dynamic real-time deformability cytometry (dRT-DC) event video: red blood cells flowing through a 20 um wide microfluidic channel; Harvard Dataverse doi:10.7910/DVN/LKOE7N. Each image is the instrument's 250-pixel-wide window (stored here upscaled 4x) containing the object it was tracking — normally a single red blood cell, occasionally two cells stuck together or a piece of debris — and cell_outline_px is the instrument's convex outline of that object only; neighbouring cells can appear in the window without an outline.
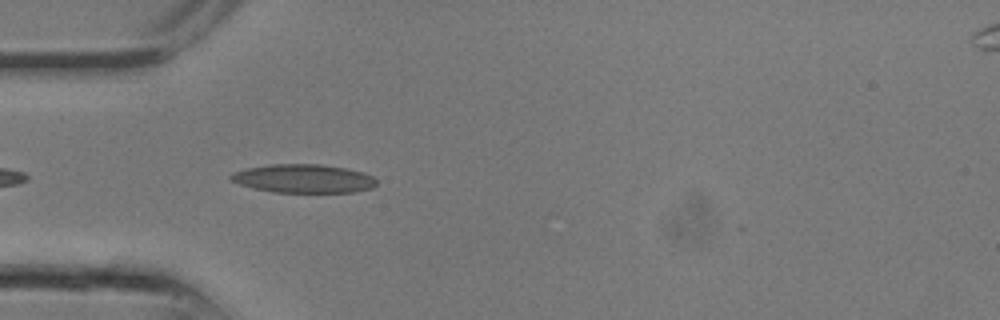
{"species": "common noctule bat (a hibernating species)", "species_latin": "Nyctalus noctula", "temperature_condition": "room temperature", "stored_images_in_passage": 5, "camera_frame_rate_fps": 3000, "um_per_image_px": 0.085, "animal": {"sex": "male", "body_mass_g": 13.3}, "frame": {"image": 1, "passage_image": 5, "time_ms": 1.333, "image_size_px": [1000, 320], "cell_outline_px": [[376, 184], [372, 188], [352, 192], [272, 192], [252, 188], [228, 180], [228, 176], [232, 172], [244, 168], [268, 164], [320, 164], [344, 168], [364, 172], [372, 176], [376, 180]], "centroid_in_image_um": [25.73, 15.17], "position_along_channel_um": 59.3, "area_um2": 24.45}}